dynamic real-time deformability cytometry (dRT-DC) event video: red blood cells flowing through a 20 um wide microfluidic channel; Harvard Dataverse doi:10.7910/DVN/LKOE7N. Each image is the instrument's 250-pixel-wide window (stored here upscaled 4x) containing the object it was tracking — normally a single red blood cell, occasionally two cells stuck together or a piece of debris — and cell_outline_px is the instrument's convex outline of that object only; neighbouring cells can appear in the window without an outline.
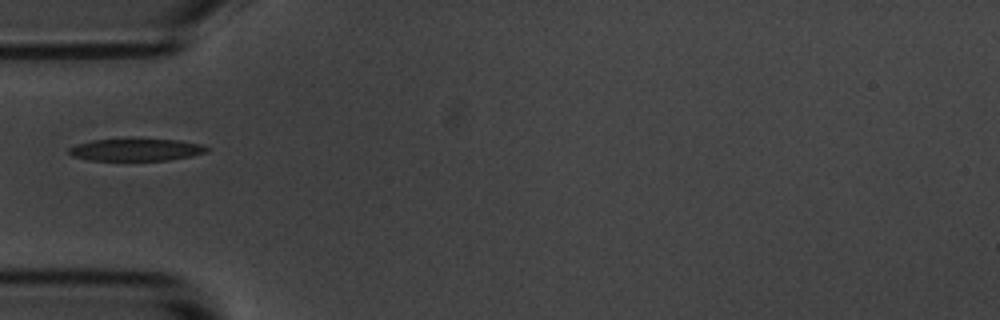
{"species": "common noctule bat (a hibernating species)", "species_latin": "Nyctalus noctula", "temperature_condition": "room temperature", "stored_images_in_passage": 21, "camera_frame_rate_fps": 3000, "um_per_image_px": 0.085, "animal": {"sex": "male", "body_mass_g": 20.1, "forearm_length_mm": 53.5}, "frame": {"image": 1, "passage_image": 1, "time_ms": 0.0, "image_size_px": [1000, 320], "cell_outline_px": [[208, 152], [192, 156], [168, 160], [88, 160], [72, 156], [68, 152], [68, 148], [76, 144], [92, 140], [180, 140], [200, 144], [208, 148]], "centroid_in_image_um": [11.55, 12.74], "position_along_channel_um": 73.4, "area_um2": 17.57}}
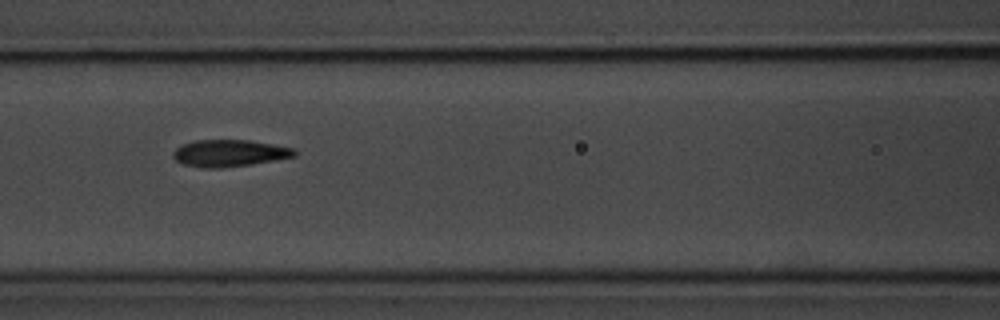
{"frame": {"image": 2, "passage_image": 7, "time_ms": 2.0, "image_size_px": [1000, 320], "cell_outline_px": [[296, 156], [248, 164], [220, 168], [204, 168], [184, 164], [176, 160], [172, 156], [172, 152], [180, 144], [192, 140], [248, 140], [296, 148]], "centroid_in_image_um": [19.45, 13.0], "position_along_channel_um": 147.1, "area_um2": 18.96}}
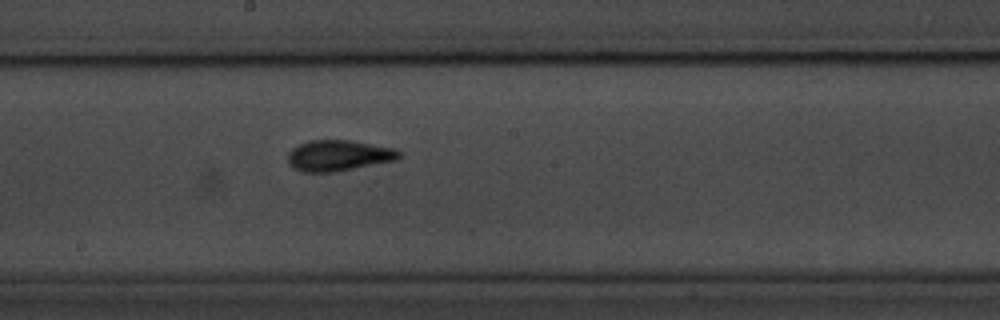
{"frame": {"image": 3, "passage_image": 13, "time_ms": 4.0, "image_size_px": [1000, 320], "cell_outline_px": [[404, 152], [396, 160], [336, 172], [304, 172], [292, 168], [288, 164], [288, 152], [292, 148], [308, 140], [352, 140], [392, 148]], "centroid_in_image_um": [28.76, 13.22], "position_along_channel_um": 219.4, "area_um2": 20.17}}